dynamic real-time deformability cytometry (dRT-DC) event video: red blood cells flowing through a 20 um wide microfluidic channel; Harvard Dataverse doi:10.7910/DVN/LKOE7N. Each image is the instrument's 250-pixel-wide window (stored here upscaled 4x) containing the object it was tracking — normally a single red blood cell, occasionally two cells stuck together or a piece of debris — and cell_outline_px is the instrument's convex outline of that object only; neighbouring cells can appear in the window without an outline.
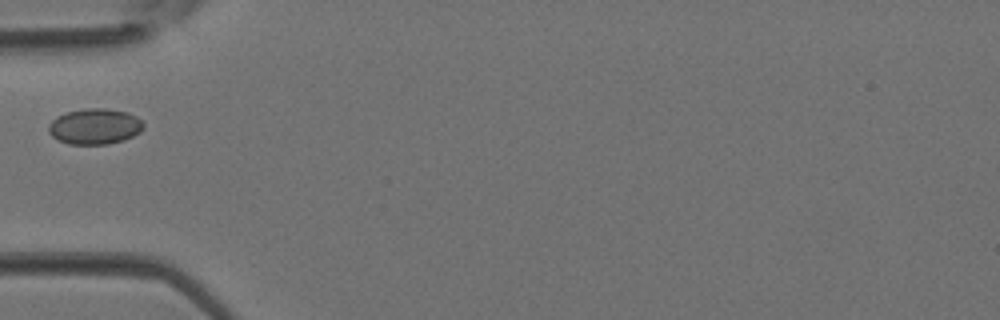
{"species": "Egyptian fruit bat (a non-hibernating species)", "species_latin": "Rousettus aegyptiacus", "temperature_condition": "room temperature", "stored_images_in_passage": 2, "camera_frame_rate_fps": 3000, "um_per_image_px": 0.085, "animal": {"sex": "female"}, "frame": {"image": 1, "passage_image": 2, "time_ms": 0.333, "image_size_px": [1000, 320], "cell_outline_px": [[144, 128], [140, 132], [124, 140], [108, 144], [68, 144], [52, 136], [48, 132], [48, 124], [56, 116], [68, 112], [84, 108], [104, 108], [128, 112], [136, 116], [144, 124]], "centroid_in_image_um": [8.05, 10.74], "position_along_channel_um": 76.9, "area_um2": 19.83}}